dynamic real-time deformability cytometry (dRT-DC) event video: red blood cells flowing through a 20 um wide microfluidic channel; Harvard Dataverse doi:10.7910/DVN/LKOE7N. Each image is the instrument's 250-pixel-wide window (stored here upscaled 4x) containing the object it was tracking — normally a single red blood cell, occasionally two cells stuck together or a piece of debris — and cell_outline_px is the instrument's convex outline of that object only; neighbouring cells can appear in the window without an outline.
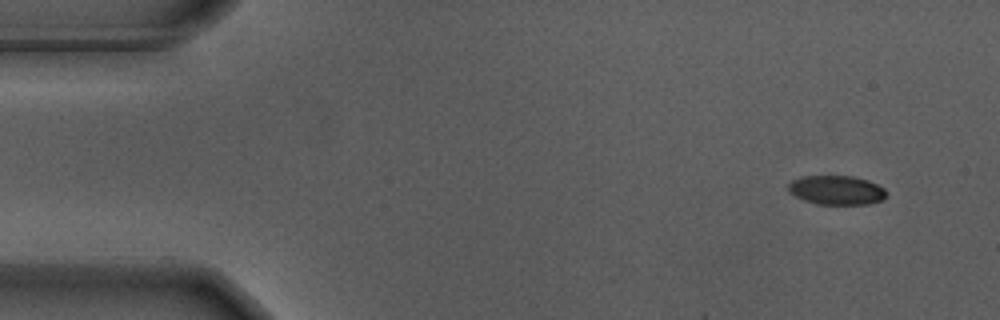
{"species": "Egyptian fruit bat (a non-hibernating species)", "species_latin": "Rousettus aegyptiacus", "temperature_condition": "warm", "stored_images_in_passage": 53, "camera_frame_rate_fps": 3000, "um_per_image_px": 0.085, "animal": {"sex": "male"}, "frame": {"image": 1, "passage_image": 1, "time_ms": 0.0, "image_size_px": [1000, 320], "cell_outline_px": [[884, 200], [868, 204], [816, 204], [804, 200], [796, 196], [788, 188], [788, 184], [792, 180], [804, 176], [852, 176], [868, 180], [884, 188]], "centroid_in_image_um": [71.11, 16.16], "position_along_channel_um": 13.9, "area_um2": 16.47}}
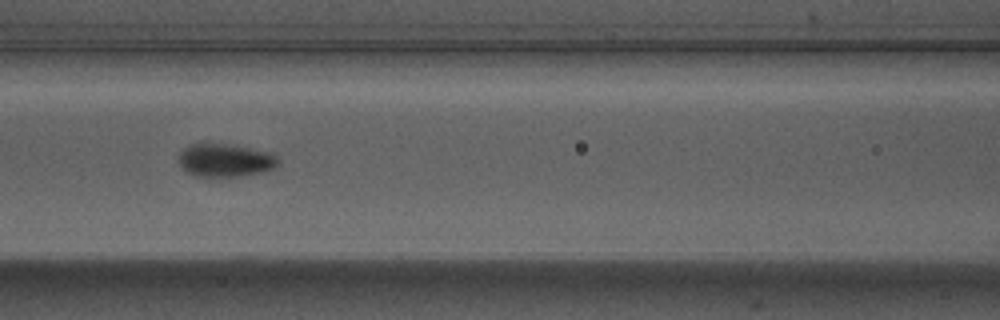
{"frame": {"image": 2, "passage_image": 21, "time_ms": 6.667, "image_size_px": [1000, 320], "cell_outline_px": [[280, 164], [272, 168], [260, 172], [244, 176], [192, 176], [176, 160], [180, 152], [188, 144], [200, 140], [208, 140], [276, 152], [280, 160]], "centroid_in_image_um": [19.13, 13.55], "position_along_channel_um": 147.5, "area_um2": 20.29}}
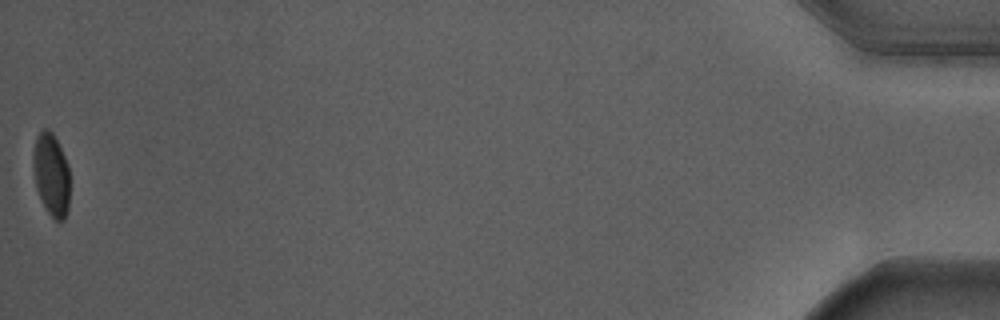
{"frame": {"image": 3, "passage_image": 53, "time_ms": 17.333, "image_size_px": [1000, 320], "cell_outline_px": [[68, 208], [64, 220], [56, 220], [48, 212], [36, 188], [32, 164], [32, 156], [36, 136], [44, 128], [48, 128], [52, 132], [64, 156], [68, 168]], "centroid_in_image_um": [4.33, 14.8], "position_along_channel_um": 430.9, "area_um2": 17.34}, "authors_computed_cell_mechanics": {"area_um2": 18.6694, "velocity_mm_per_s": 3.655, "shape_relaxation_time_tau1_ms": 2.7502, "shape_relaxation_time_tau2_ms": null, "deformation_change_tau1": 0.1487, "deformation_change_tau2": null}}